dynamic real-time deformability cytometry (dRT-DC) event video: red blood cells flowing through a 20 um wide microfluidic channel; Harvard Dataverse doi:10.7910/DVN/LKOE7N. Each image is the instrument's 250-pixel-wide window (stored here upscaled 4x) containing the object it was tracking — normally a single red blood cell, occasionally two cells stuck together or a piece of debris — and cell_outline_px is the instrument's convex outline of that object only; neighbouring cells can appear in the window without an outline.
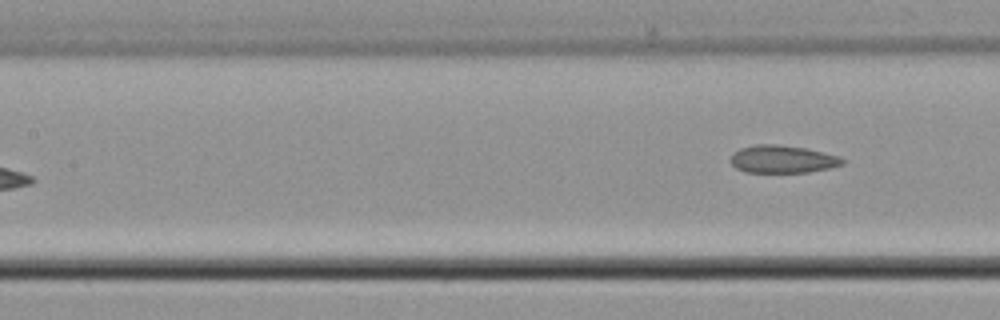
{"species": "common noctule bat (a hibernating species)", "species_latin": "Nyctalus noctula", "temperature_condition": "cold", "stored_images_in_passage": 8, "camera_frame_rate_fps": 3000, "um_per_image_px": 0.085, "animal": {"sex": "male", "body_mass_g": 21.5, "forearm_length_mm": 52.0}, "frame": {"image": 1, "passage_image": 8, "time_ms": 8.667, "image_size_px": [1000, 320], "cell_outline_px": [[844, 164], [832, 168], [808, 172], [744, 172], [736, 168], [728, 160], [732, 152], [740, 148], [756, 144], [776, 144], [804, 148], [840, 156], [844, 160]], "centroid_in_image_um": [66.48, 13.53], "position_along_channel_um": 140.9, "area_um2": 18.21}}